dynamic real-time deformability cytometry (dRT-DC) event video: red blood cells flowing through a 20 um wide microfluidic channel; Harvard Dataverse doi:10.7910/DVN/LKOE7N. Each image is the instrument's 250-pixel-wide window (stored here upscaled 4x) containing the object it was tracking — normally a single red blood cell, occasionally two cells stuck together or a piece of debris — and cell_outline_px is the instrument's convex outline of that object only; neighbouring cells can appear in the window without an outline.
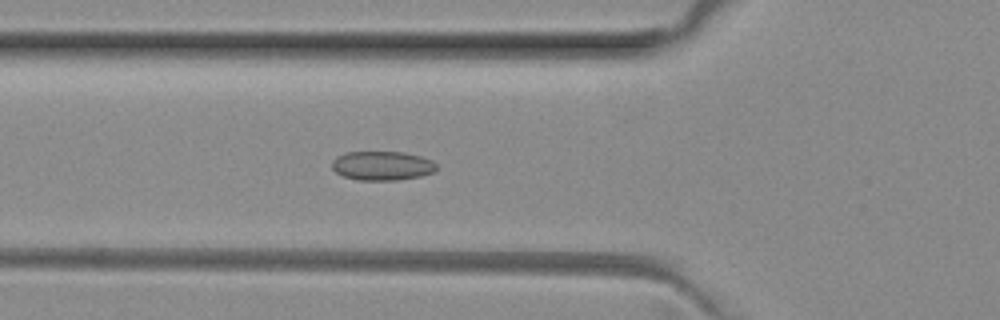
{"species": "common noctule bat (a hibernating species)", "species_latin": "Nyctalus noctula", "temperature_condition": "room temperature", "stored_images_in_passage": 48, "camera_frame_rate_fps": 3000, "um_per_image_px": 0.085, "animal": {"sex": "female", "body_mass_g": 29.2, "forearm_length_mm": 56.3}, "frame": {"image": 1, "passage_image": 15, "time_ms": 4.667, "image_size_px": [1000, 320], "cell_outline_px": [[436, 172], [420, 176], [396, 180], [356, 180], [344, 176], [336, 172], [332, 168], [332, 160], [336, 156], [344, 152], [404, 152], [420, 156], [432, 160], [436, 164]], "centroid_in_image_um": [32.48, 14.08], "position_along_channel_um": 93.3, "area_um2": 17.86}}
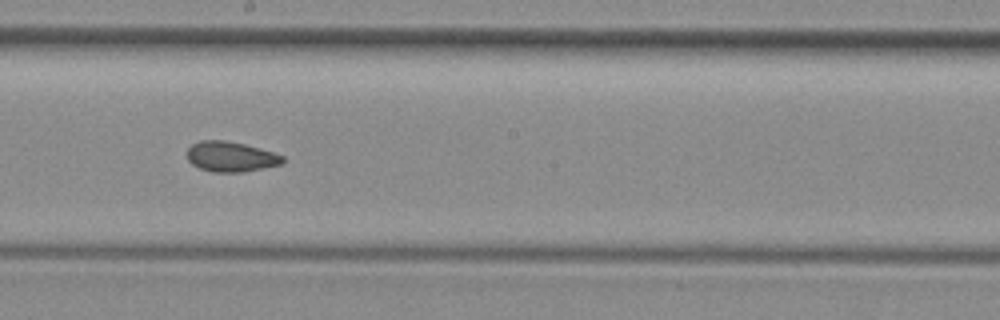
{"frame": {"image": 2, "passage_image": 25, "time_ms": 8.0, "image_size_px": [1000, 320], "cell_outline_px": [[284, 164], [244, 172], [212, 172], [200, 168], [192, 164], [188, 160], [188, 148], [192, 144], [200, 140], [224, 140], [244, 144], [272, 152], [284, 156]], "centroid_in_image_um": [19.63, 13.32], "position_along_channel_um": 228.6, "area_um2": 16.82}}
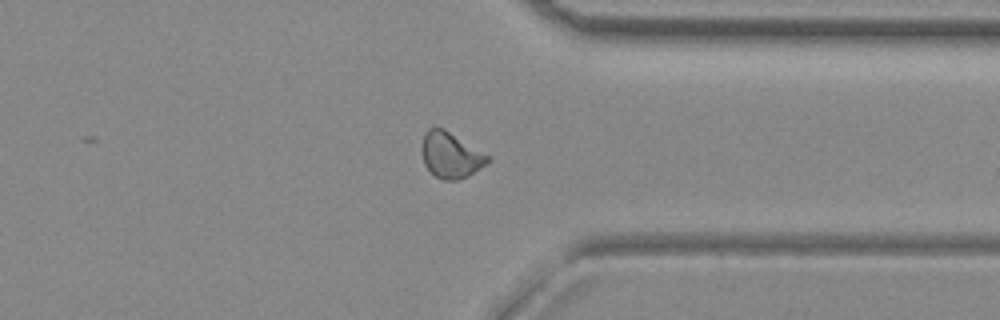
{"frame": {"image": 3, "passage_image": 36, "time_ms": 11.667, "image_size_px": [1000, 320], "cell_outline_px": [[488, 160], [484, 164], [468, 176], [456, 180], [444, 180], [436, 176], [424, 164], [424, 132], [428, 128], [444, 128], [488, 156]], "centroid_in_image_um": [38.29, 13.18], "position_along_channel_um": 373.1, "area_um2": 16.7}, "authors_computed_cell_mechanics": {"area_um2": 17.2533, "velocity_mm_per_s": 4.0444, "shape_relaxation_time_tau1_ms": null, "shape_relaxation_time_tau2_ms": 1.9252, "deformation_change_tau1": null, "deformation_change_tau2": 0.0572}}